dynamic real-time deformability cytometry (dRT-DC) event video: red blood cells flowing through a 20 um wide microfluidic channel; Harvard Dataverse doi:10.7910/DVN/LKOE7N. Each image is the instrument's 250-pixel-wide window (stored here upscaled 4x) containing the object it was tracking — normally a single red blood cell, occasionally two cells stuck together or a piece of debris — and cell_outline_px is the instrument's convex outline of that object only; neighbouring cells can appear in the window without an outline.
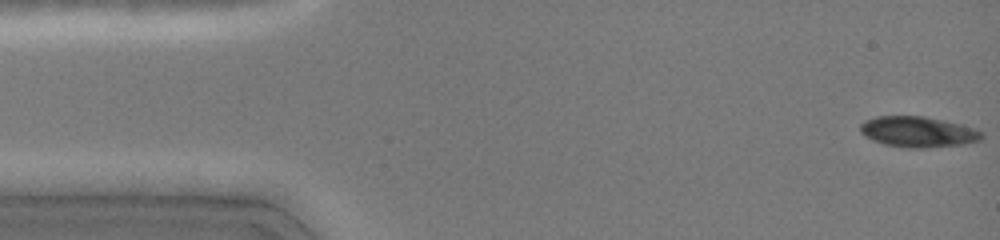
{"species": "common noctule bat (a hibernating species)", "species_latin": "Nyctalus noctula", "temperature_condition": "cold", "stored_images_in_passage": 7, "camera_frame_rate_fps": 3000, "um_per_image_px": 0.085, "animal": {"sex": "female", "body_mass_g": 19.0, "forearm_length_mm": 51.5}, "frame": {"image": 1, "passage_image": 1, "time_ms": 0.0, "image_size_px": [1000, 240], "cell_outline_px": [[984, 136], [980, 140], [964, 144], [924, 148], [908, 148], [884, 144], [872, 140], [864, 136], [860, 132], [860, 124], [864, 120], [876, 116], [924, 116], [944, 120], [960, 124], [972, 128], [980, 132]], "centroid_in_image_um": [77.98, 11.2], "position_along_channel_um": 7.0, "area_um2": 21.73}}
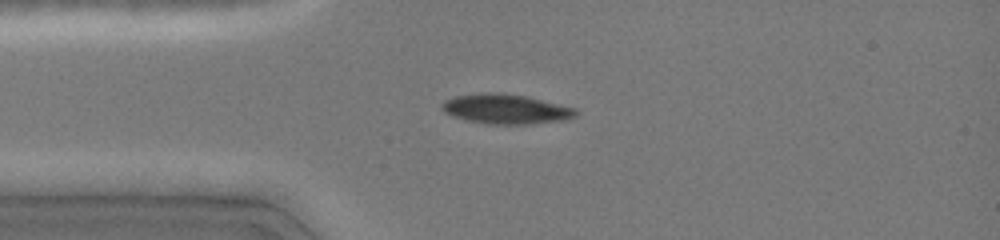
{"frame": {"image": 2, "passage_image": 6, "time_ms": 3.333, "image_size_px": [1000, 240], "cell_outline_px": [[576, 116], [564, 120], [528, 124], [488, 124], [468, 120], [452, 116], [444, 112], [440, 108], [440, 104], [444, 100], [456, 96], [484, 92], [496, 92], [528, 96], [576, 108]], "centroid_in_image_um": [42.97, 9.26], "position_along_channel_um": 42.0, "area_um2": 23.29}}